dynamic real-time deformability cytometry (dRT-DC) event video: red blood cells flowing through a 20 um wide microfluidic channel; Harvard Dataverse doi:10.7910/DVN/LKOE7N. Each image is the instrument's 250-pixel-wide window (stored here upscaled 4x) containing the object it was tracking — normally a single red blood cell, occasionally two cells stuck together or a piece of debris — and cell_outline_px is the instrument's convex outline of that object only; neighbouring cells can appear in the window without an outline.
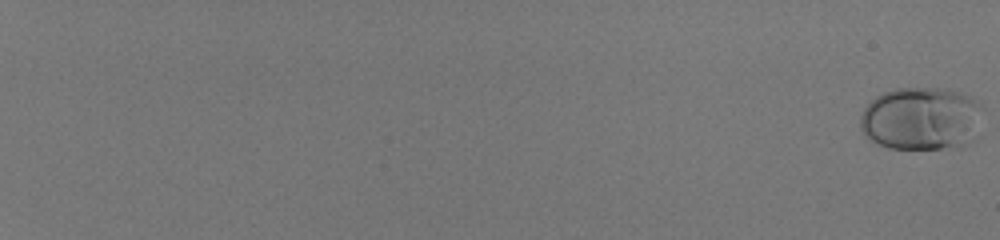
{"species": "human", "species_latin": "Homo sapiens", "temperature_condition": "room temperature", "stored_images_in_passage": 57, "camera_frame_rate_fps": 3000, "um_per_image_px": 0.085, "donor": {"sex": "male"}, "frame": {"image": 1, "passage_image": 1, "time_ms": 0.0, "image_size_px": [1000, 240], "cell_outline_px": [[984, 108], [976, 136], [968, 144], [960, 148], [888, 148], [872, 140], [860, 128], [860, 116], [864, 108], [876, 96], [884, 92], [896, 88], [948, 88], [968, 96], [980, 104]], "centroid_in_image_um": [78.35, 10.08], "position_along_channel_um": 6.6, "area_um2": 45.43}}
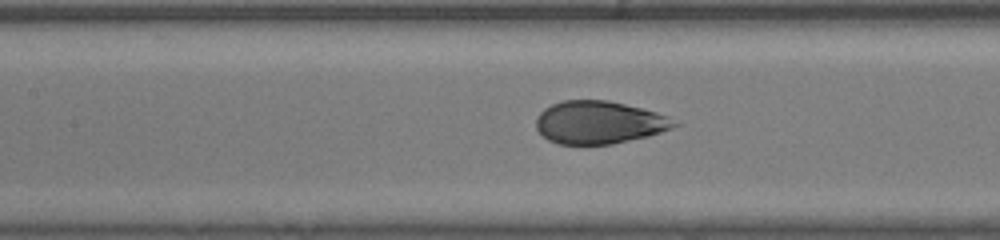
{"frame": {"image": 2, "passage_image": 34, "time_ms": 11.0, "image_size_px": [1000, 240], "cell_outline_px": [[680, 124], [672, 128], [648, 136], [612, 144], [556, 144], [548, 140], [536, 128], [536, 116], [544, 108], [552, 104], [564, 100], [608, 100], [656, 112], [668, 116]], "centroid_in_image_um": [50.9, 10.41], "position_along_channel_um": 156.5, "area_um2": 34.39}}
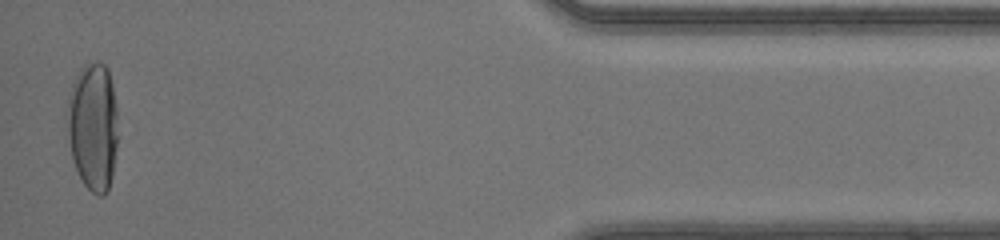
{"frame": {"image": 3, "passage_image": 57, "time_ms": 18.667, "image_size_px": [1000, 240], "cell_outline_px": [[116, 144], [112, 176], [108, 192], [104, 196], [100, 196], [92, 192], [84, 184], [72, 160], [64, 112], [72, 84], [80, 68], [84, 64], [104, 64], [108, 68], [112, 84], [116, 104]], "centroid_in_image_um": [7.87, 10.76], "position_along_channel_um": 427.3, "area_um2": 38.03}, "authors_computed_cell_mechanics": {"area_um2": 36.8186, "velocity_mm_per_s": 4.144, "shape_relaxation_time_tau1_ms": 4.83, "shape_relaxation_time_tau2_ms": null, "deformation_change_tau1": 0.2016, "deformation_change_tau2": null}}